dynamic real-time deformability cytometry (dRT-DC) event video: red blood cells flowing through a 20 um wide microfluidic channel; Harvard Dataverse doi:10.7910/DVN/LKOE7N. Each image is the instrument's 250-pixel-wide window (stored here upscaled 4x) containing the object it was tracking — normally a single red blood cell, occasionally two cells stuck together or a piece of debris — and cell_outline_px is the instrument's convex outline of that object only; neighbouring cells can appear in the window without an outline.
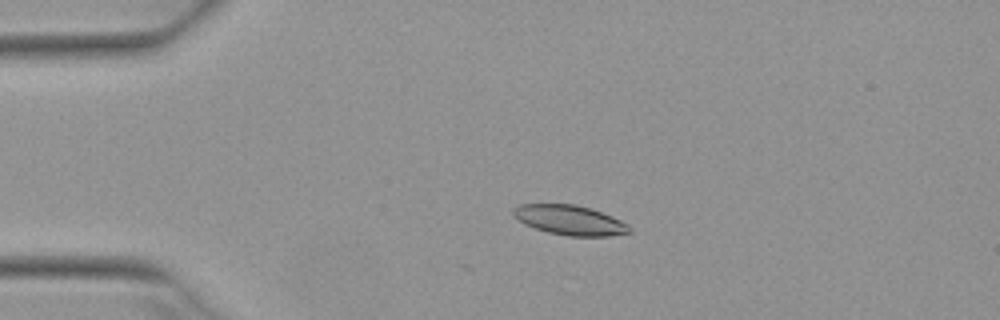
{"species": "Egyptian fruit bat (a non-hibernating species)", "species_latin": "Rousettus aegyptiacus", "temperature_condition": "warm", "stored_images_in_passage": 20, "segment_of_instrument_passage": [1, 2], "camera_frame_rate_fps": 3000, "um_per_image_px": 0.085, "animal": {"sex": "female"}, "frame": {"image": 1, "passage_image": 12, "time_ms": 3.667, "image_size_px": [1000, 320], "cell_outline_px": [[632, 232], [608, 236], [568, 236], [548, 232], [524, 224], [512, 212], [512, 208], [520, 204], [576, 204], [592, 208], [612, 216], [628, 224], [632, 228]], "centroid_in_image_um": [48.47, 18.7], "position_along_channel_um": 36.5, "area_um2": 20.17}}
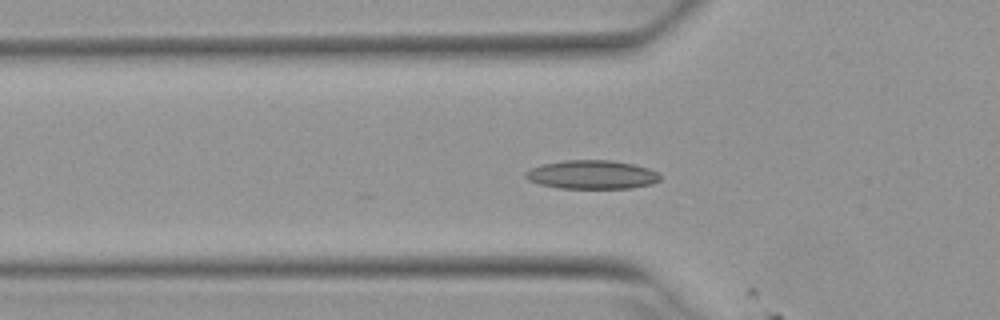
{"frame": {"image": 2, "passage_image": 18, "time_ms": 5.667, "image_size_px": [1000, 320], "cell_outline_px": [[660, 180], [652, 184], [632, 188], [560, 188], [540, 184], [528, 180], [524, 176], [524, 172], [532, 168], [544, 164], [564, 160], [612, 160], [632, 164], [648, 168], [656, 172], [660, 176]], "centroid_in_image_um": [50.31, 14.84], "position_along_channel_um": 75.5, "area_um2": 22.43}}